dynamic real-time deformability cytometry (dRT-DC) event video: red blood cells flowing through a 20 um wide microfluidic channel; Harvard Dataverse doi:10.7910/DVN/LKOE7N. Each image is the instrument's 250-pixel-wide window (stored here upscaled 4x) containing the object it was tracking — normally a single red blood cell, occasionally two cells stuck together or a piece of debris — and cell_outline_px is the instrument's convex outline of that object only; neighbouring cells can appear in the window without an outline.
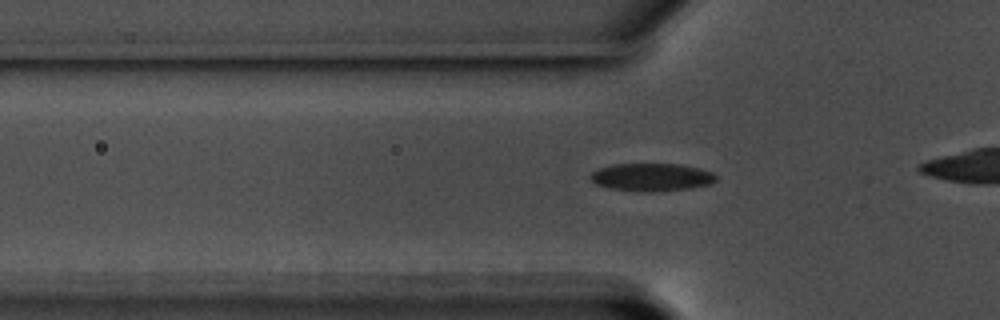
{"species": "common noctule bat (a hibernating species)", "species_latin": "Nyctalus noctula", "temperature_condition": "warm", "stored_images_in_passage": 35, "camera_frame_rate_fps": 3000, "um_per_image_px": 0.085, "animal": {"sex": "male", "body_mass_g": 17.5, "forearm_length_mm": 52.3}, "frame": {"image": 1, "passage_image": 7, "time_ms": 2.0, "image_size_px": [1000, 320], "cell_outline_px": [[716, 180], [708, 184], [688, 188], [608, 188], [596, 184], [588, 176], [592, 172], [600, 168], [612, 164], [680, 164], [700, 168], [712, 172], [716, 176]], "centroid_in_image_um": [55.37, 14.98], "position_along_channel_um": 70.4, "area_um2": 19.02}}
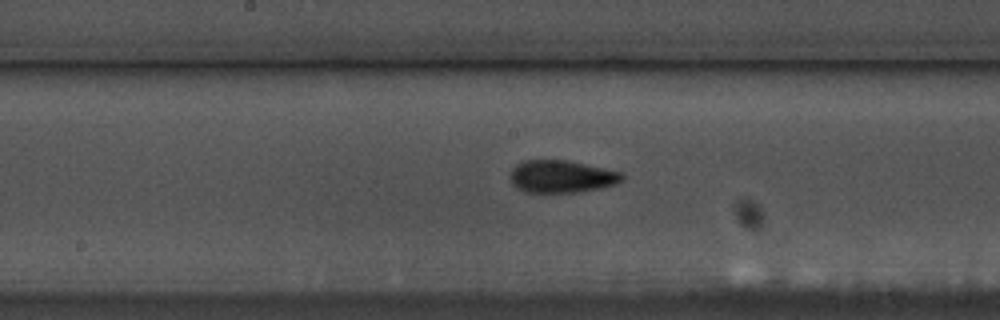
{"frame": {"image": 2, "passage_image": 18, "time_ms": 5.667, "image_size_px": [1000, 320], "cell_outline_px": [[624, 180], [616, 184], [600, 188], [576, 192], [524, 192], [512, 184], [508, 176], [512, 168], [516, 164], [524, 160], [568, 160], [624, 172]], "centroid_in_image_um": [47.73, 14.99], "position_along_channel_um": 200.5, "area_um2": 21.44}}
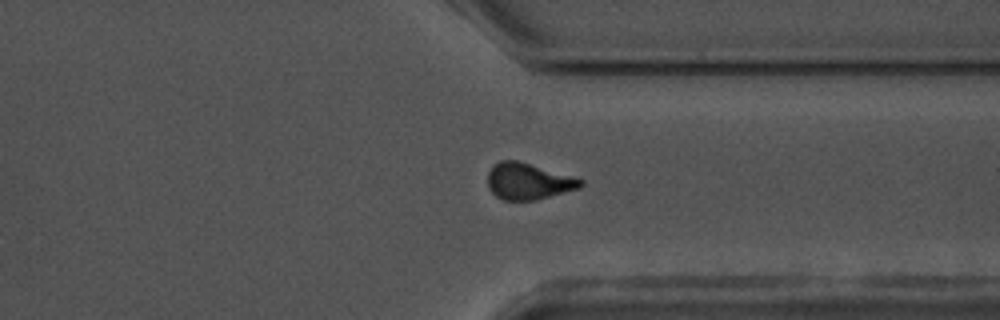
{"frame": {"image": 3, "passage_image": 32, "time_ms": 10.333, "image_size_px": [1000, 320], "cell_outline_px": [[584, 184], [580, 188], [536, 200], [504, 200], [496, 196], [488, 188], [488, 172], [492, 164], [500, 160], [516, 160], [584, 180]], "centroid_in_image_um": [44.87, 15.41], "position_along_channel_um": 366.5, "area_um2": 19.59}}